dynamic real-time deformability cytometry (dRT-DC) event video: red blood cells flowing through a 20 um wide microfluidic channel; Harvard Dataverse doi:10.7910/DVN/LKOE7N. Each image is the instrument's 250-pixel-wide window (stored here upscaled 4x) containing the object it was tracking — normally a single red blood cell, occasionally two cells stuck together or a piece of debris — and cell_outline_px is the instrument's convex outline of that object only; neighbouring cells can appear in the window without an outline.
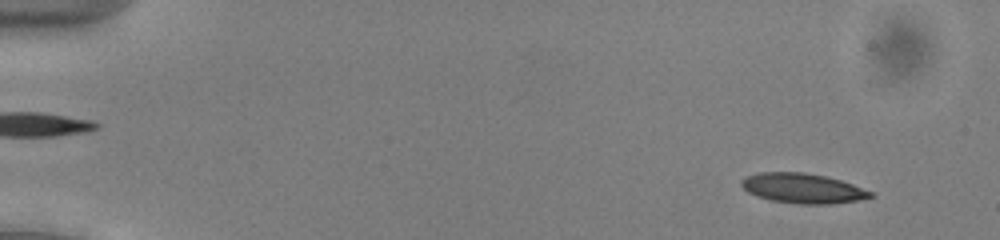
{"species": "common noctule bat (a hibernating species)", "species_latin": "Nyctalus noctula", "temperature_condition": "cold", "stored_images_in_passage": 52, "camera_frame_rate_fps": 3000, "um_per_image_px": 0.085, "animal": {"sex": "male", "body_mass_g": 13.0, "forearm_length_mm": 53.1}, "frame": {"image": 1, "passage_image": 4, "time_ms": 1.0, "image_size_px": [1000, 240], "cell_outline_px": [[876, 196], [856, 200], [832, 204], [800, 204], [772, 200], [756, 196], [748, 192], [740, 184], [740, 180], [744, 176], [756, 172], [804, 172], [824, 176], [840, 180], [852, 184], [872, 192]], "centroid_in_image_um": [68.18, 16.0], "position_along_channel_um": 16.8, "area_um2": 22.48}}
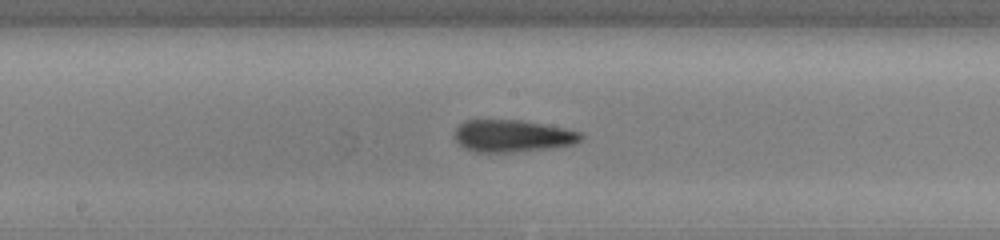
{"frame": {"image": 2, "passage_image": 28, "time_ms": 9.0, "image_size_px": [1000, 240], "cell_outline_px": [[584, 136], [580, 140], [572, 144], [556, 148], [512, 152], [476, 152], [464, 148], [452, 136], [456, 128], [464, 120], [520, 120], [544, 124], [564, 128], [580, 132]], "centroid_in_image_um": [43.54, 11.56], "position_along_channel_um": 204.7, "area_um2": 23.81}}
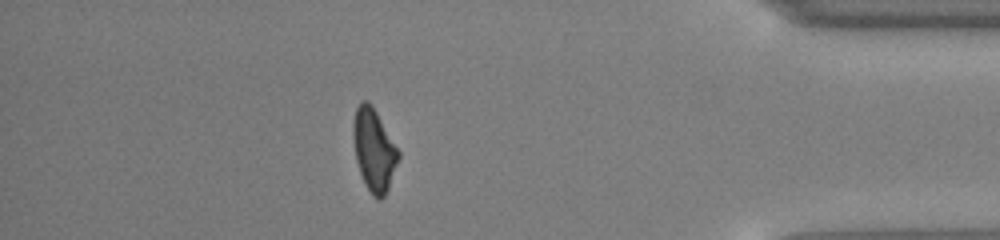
{"frame": {"image": 3, "passage_image": 46, "time_ms": 15.0, "image_size_px": [1000, 240], "cell_outline_px": [[400, 156], [388, 188], [384, 196], [380, 200], [376, 200], [372, 196], [360, 172], [356, 160], [352, 136], [352, 124], [356, 108], [360, 100], [368, 100], [372, 104], [400, 152]], "centroid_in_image_um": [31.77, 12.7], "position_along_channel_um": 403.4, "area_um2": 21.73}, "authors_computed_cell_mechanics": {"area_um2": 22.542, "velocity_mm_per_s": 3.9177, "shape_relaxation_time_tau1_ms": 3.1118, "shape_relaxation_time_tau2_ms": 4.6916, "deformation_change_tau1": 0.1331, "deformation_change_tau2": 0.1553}}